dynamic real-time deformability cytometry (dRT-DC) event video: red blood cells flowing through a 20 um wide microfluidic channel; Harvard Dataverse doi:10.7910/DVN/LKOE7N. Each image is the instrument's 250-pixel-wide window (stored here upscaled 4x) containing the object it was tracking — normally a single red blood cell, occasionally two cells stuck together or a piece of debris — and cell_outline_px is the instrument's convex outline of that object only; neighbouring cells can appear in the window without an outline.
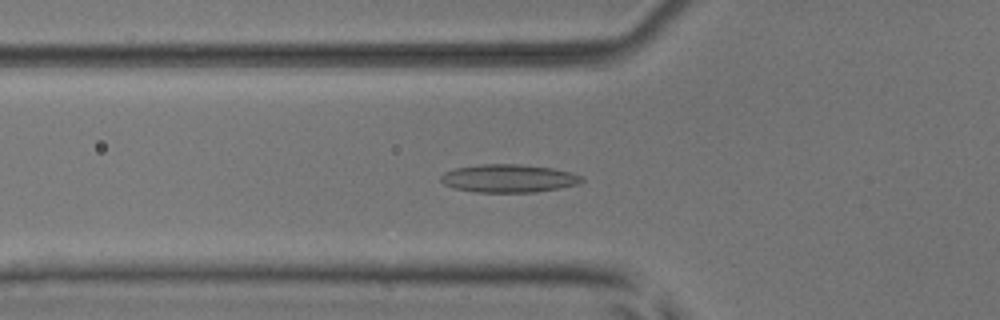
{"species": "common noctule bat (a hibernating species)", "species_latin": "Nyctalus noctula", "temperature_condition": "room temperature", "stored_images_in_passage": 54, "camera_frame_rate_fps": 3000, "um_per_image_px": 0.085, "animal": {"sex": "male", "body_mass_g": 17.9, "forearm_length_mm": 54.2}, "frame": {"image": 1, "passage_image": 19, "time_ms": 6.0, "image_size_px": [1000, 320], "cell_outline_px": [[584, 180], [580, 184], [560, 188], [536, 192], [476, 192], [452, 188], [444, 184], [440, 180], [440, 176], [444, 172], [456, 168], [480, 164], [520, 164], [552, 168], [572, 172], [580, 176]], "centroid_in_image_um": [43.23, 15.16], "position_along_channel_um": 82.6, "area_um2": 23.18}}
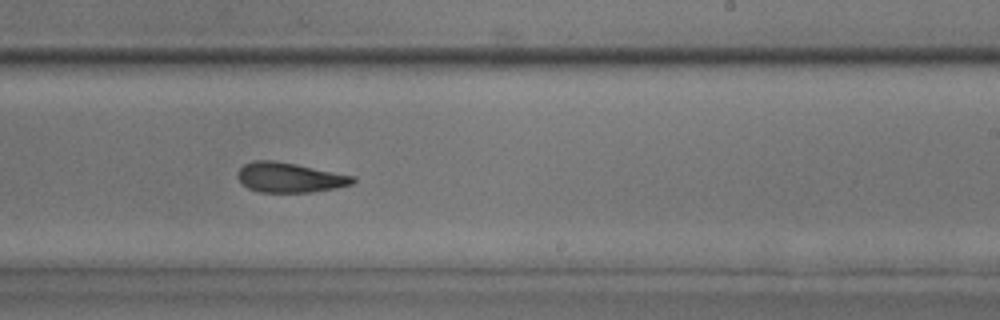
{"frame": {"image": 2, "passage_image": 33, "time_ms": 10.667, "image_size_px": [1000, 320], "cell_outline_px": [[356, 180], [352, 184], [336, 188], [312, 192], [260, 192], [248, 188], [236, 176], [236, 172], [244, 164], [252, 160], [272, 160], [296, 164], [356, 176]], "centroid_in_image_um": [24.62, 15.08], "position_along_channel_um": 264.4, "area_um2": 20.11}}
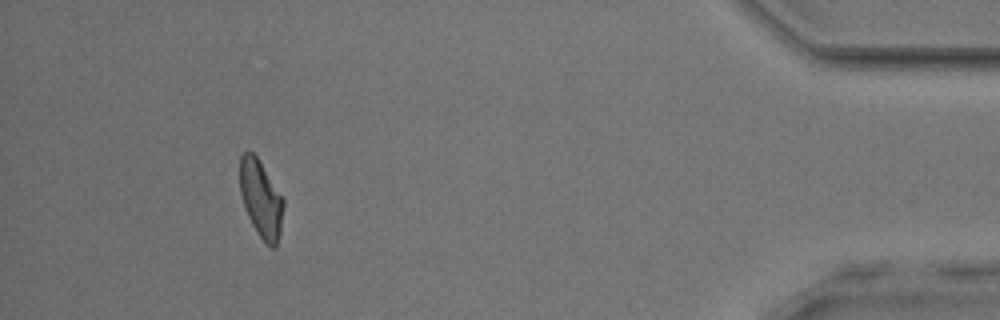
{"frame": {"image": 3, "passage_image": 49, "time_ms": 16.0, "image_size_px": [1000, 320], "cell_outline_px": [[284, 204], [280, 232], [276, 248], [272, 248], [260, 236], [252, 224], [248, 216], [240, 192], [240, 156], [248, 148], [256, 156], [284, 200]], "centroid_in_image_um": [22.17, 16.89], "position_along_channel_um": 413.0, "area_um2": 19.25}, "authors_computed_cell_mechanics": {"area_um2": 20.4612, "velocity_mm_per_s": 3.9051, "shape_relaxation_time_tau1_ms": null, "shape_relaxation_time_tau2_ms": 2.6525, "deformation_change_tau1": null, "deformation_change_tau2": 0.1071}}